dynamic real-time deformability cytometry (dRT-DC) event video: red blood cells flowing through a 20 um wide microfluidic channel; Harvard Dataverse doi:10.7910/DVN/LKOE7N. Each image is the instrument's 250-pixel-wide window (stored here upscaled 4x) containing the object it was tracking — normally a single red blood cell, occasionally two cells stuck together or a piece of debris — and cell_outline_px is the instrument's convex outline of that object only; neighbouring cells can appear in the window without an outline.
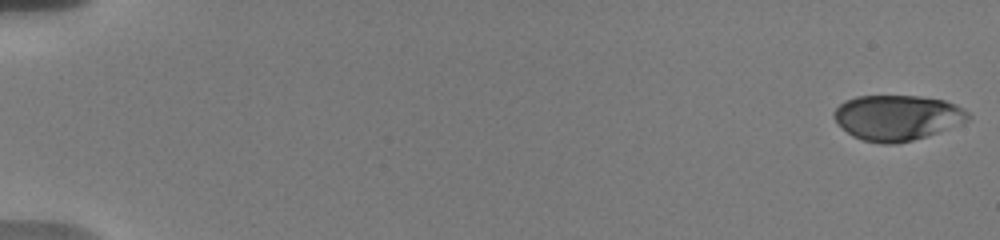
{"species": "human", "species_latin": "Homo sapiens", "temperature_condition": "warm", "stored_images_in_passage": 66, "camera_frame_rate_fps": 3000, "um_per_image_px": 0.085, "donor": {"sex": "male"}, "frame": {"image": 1, "passage_image": 1, "time_ms": 0.0, "image_size_px": [1000, 240], "cell_outline_px": [[972, 116], [968, 120], [936, 132], [912, 140], [892, 144], [884, 144], [864, 140], [852, 136], [832, 116], [836, 108], [844, 100], [856, 96], [920, 96], [944, 100], [956, 104], [968, 112]], "centroid_in_image_um": [76.25, 9.98], "position_along_channel_um": 8.8, "area_um2": 35.03}}
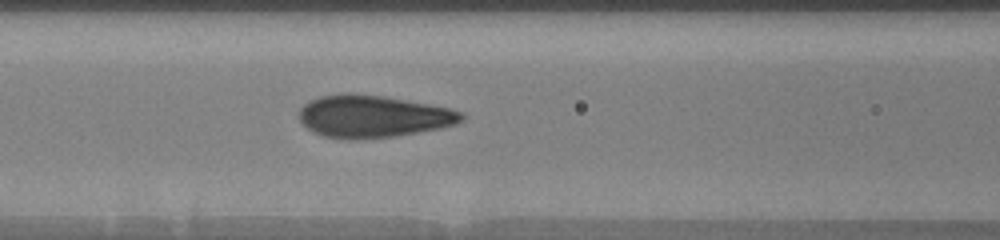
{"frame": {"image": 2, "passage_image": 34, "time_ms": 8.333, "image_size_px": [1000, 240], "cell_outline_px": [[464, 120], [456, 124], [440, 128], [392, 136], [356, 140], [352, 140], [324, 136], [308, 128], [300, 120], [300, 108], [308, 100], [320, 96], [344, 92], [352, 92], [384, 96], [428, 104], [448, 108], [464, 112]], "centroid_in_image_um": [31.69, 9.87], "position_along_channel_um": 134.9, "area_um2": 40.0}}
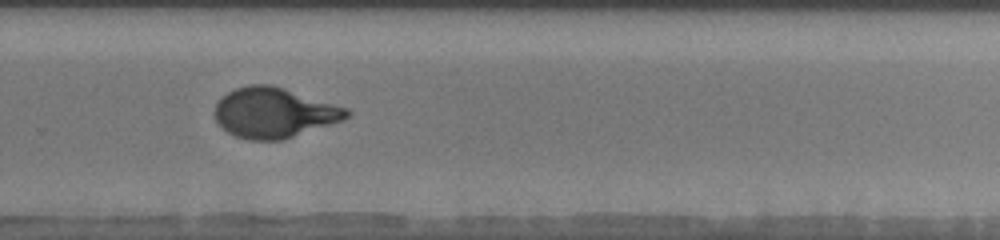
{"frame": {"image": 3, "passage_image": 47, "time_ms": 13.0, "image_size_px": [1000, 240], "cell_outline_px": [[352, 112], [348, 116], [340, 120], [284, 140], [248, 140], [236, 136], [228, 132], [216, 120], [212, 112], [216, 104], [228, 92], [236, 88], [248, 84], [272, 84], [348, 108]], "centroid_in_image_um": [23.27, 9.57], "position_along_channel_um": 306.5, "area_um2": 38.38}, "authors_computed_cell_mechanics": {"area_um2": 37.7723, "velocity_mm_per_s": 3.6991, "shape_relaxation_time_tau1_ms": 4.6708, "shape_relaxation_time_tau2_ms": null, "deformation_change_tau1": 0.2038, "deformation_change_tau2": null}}